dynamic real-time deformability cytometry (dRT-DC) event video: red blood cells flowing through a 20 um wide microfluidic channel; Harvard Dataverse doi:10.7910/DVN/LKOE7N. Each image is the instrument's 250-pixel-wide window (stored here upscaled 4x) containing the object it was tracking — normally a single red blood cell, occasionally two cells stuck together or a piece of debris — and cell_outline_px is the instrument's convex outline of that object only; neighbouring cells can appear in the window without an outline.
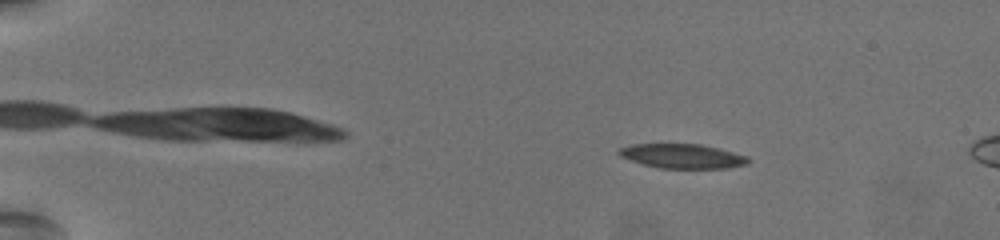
{"species": "common noctule bat (a hibernating species)", "species_latin": "Nyctalus noctula", "temperature_condition": "warm", "stored_images_in_passage": 11, "camera_frame_rate_fps": 3000, "um_per_image_px": 0.085, "animal": {"sex": "female", "body_mass_g": 19.5, "forearm_length_mm": 54.1}, "frame": {"image": 1, "passage_image": 4, "time_ms": 1.0, "image_size_px": [1000, 240], "cell_outline_px": [[748, 164], [724, 168], [660, 168], [644, 164], [620, 156], [616, 152], [620, 148], [632, 144], [700, 144], [748, 156]], "centroid_in_image_um": [57.98, 13.27], "position_along_channel_um": 27.0, "area_um2": 18.09}}